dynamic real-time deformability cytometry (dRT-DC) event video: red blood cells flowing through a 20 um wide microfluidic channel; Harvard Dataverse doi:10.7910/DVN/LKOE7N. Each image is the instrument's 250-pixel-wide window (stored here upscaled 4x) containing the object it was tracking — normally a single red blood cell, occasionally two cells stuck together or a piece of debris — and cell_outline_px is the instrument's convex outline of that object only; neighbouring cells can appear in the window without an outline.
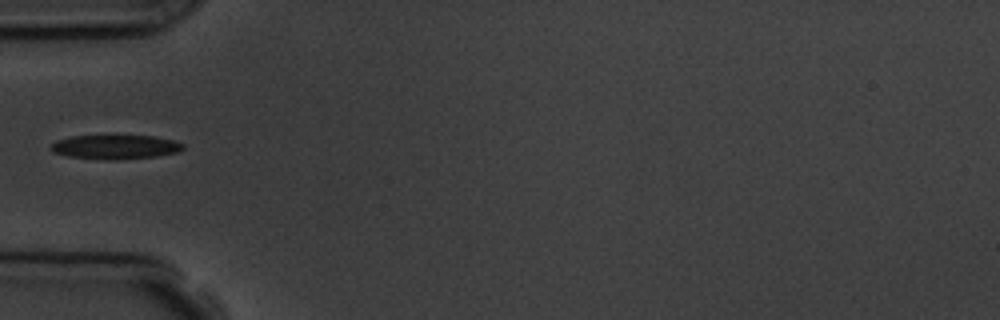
{"species": "common noctule bat (a hibernating species)", "species_latin": "Nyctalus noctula", "temperature_condition": "room temperature", "stored_images_in_passage": 1, "camera_frame_rate_fps": 3000, "um_per_image_px": 0.085, "animal": {"sex": "male", "body_mass_g": 19.5, "forearm_length_mm": 54.6}, "frame": {"image": 1, "passage_image": 1, "time_ms": 0.0, "image_size_px": [1000, 320], "cell_outline_px": [[184, 148], [176, 152], [156, 156], [116, 160], [68, 156], [52, 152], [48, 148], [56, 140], [72, 136], [152, 136], [172, 140], [184, 144]], "centroid_in_image_um": [9.77, 12.49], "position_along_channel_um": 75.2, "area_um2": 18.38}}